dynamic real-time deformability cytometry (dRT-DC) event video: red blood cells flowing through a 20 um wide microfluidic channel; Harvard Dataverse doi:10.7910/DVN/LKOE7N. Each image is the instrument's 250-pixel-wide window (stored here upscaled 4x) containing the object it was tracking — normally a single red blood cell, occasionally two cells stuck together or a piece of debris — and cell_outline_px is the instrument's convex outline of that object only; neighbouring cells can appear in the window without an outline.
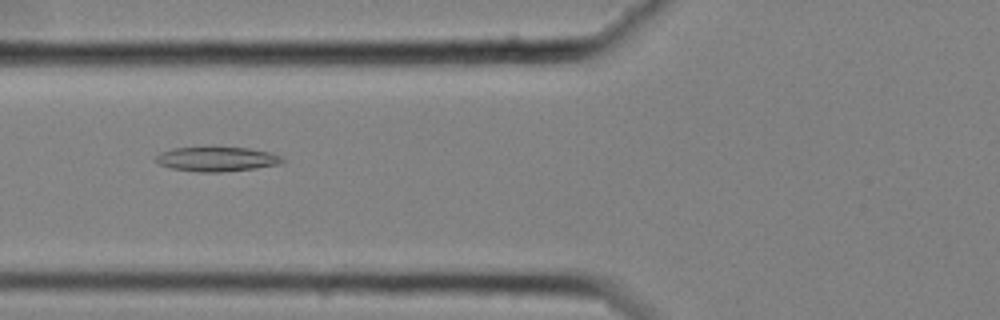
{"species": "common noctule bat (a hibernating species)", "species_latin": "Nyctalus noctula", "temperature_condition": "cold", "stored_images_in_passage": 43, "camera_frame_rate_fps": 3000, "um_per_image_px": 0.085, "animal": {"sex": "female", "body_mass_g": 25.1}, "frame": {"image": 1, "passage_image": 8, "time_ms": 2.333, "image_size_px": [1000, 320], "cell_outline_px": [[284, 160], [280, 164], [256, 168], [220, 172], [200, 172], [172, 168], [160, 164], [156, 160], [156, 156], [160, 152], [172, 148], [204, 144], [248, 148], [268, 152], [280, 156]], "centroid_in_image_um": [18.38, 13.47], "position_along_channel_um": 107.4, "area_um2": 18.79}}
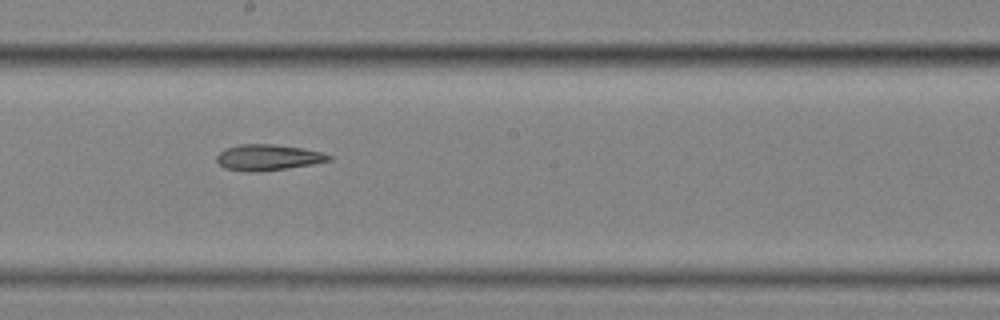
{"frame": {"image": 2, "passage_image": 18, "time_ms": 5.667, "image_size_px": [1000, 320], "cell_outline_px": [[332, 160], [312, 164], [288, 168], [260, 172], [248, 172], [224, 168], [216, 160], [216, 156], [224, 148], [240, 144], [276, 144], [300, 148], [320, 152], [332, 156]], "centroid_in_image_um": [22.74, 13.38], "position_along_channel_um": 225.5, "area_um2": 16.99}}
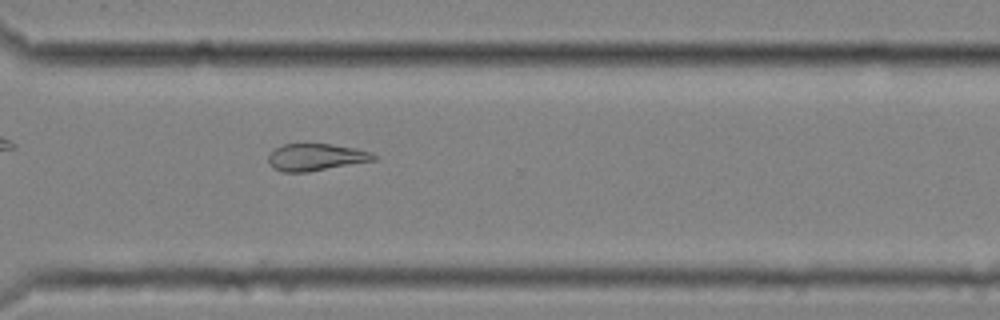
{"frame": {"image": 3, "passage_image": 28, "time_ms": 9.0, "image_size_px": [1000, 320], "cell_outline_px": [[380, 156], [376, 160], [308, 172], [284, 172], [272, 168], [268, 160], [268, 156], [276, 148], [284, 144], [332, 144], [356, 148], [372, 152]], "centroid_in_image_um": [26.91, 13.36], "position_along_channel_um": 343.7, "area_um2": 16.7}, "authors_computed_cell_mechanics": {"area_um2": 17.9758, "velocity_mm_per_s": 3.5389, "shape_relaxation_time_tau1_ms": null, "shape_relaxation_time_tau2_ms": 7.5457, "deformation_change_tau1": null, "deformation_change_tau2": 0.1914}}